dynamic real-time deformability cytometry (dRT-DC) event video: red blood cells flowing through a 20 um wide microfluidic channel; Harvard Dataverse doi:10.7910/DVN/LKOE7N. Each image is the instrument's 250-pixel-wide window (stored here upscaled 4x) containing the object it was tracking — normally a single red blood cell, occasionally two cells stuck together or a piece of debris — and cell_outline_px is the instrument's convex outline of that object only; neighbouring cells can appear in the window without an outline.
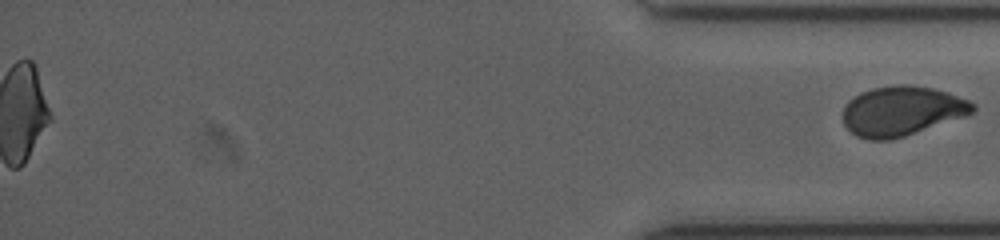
{"species": "human", "species_latin": "Homo sapiens", "temperature_condition": "cold", "stored_images_in_passage": 46, "segment_of_instrument_passage": [2, 2], "camera_frame_rate_fps": 3000, "um_per_image_px": 0.085, "donor": {"sex": "female"}, "frame": {"image": 1, "passage_image": 46, "time_ms": 17.0, "image_size_px": [1000, 240], "cell_outline_px": [[976, 108], [972, 112], [964, 116], [904, 136], [888, 140], [868, 140], [856, 136], [844, 124], [844, 108], [848, 100], [860, 92], [872, 88], [892, 84], [908, 84], [932, 88], [948, 92], [968, 100], [976, 104]], "centroid_in_image_um": [76.63, 9.41], "position_along_channel_um": 358.6, "area_um2": 37.45}}